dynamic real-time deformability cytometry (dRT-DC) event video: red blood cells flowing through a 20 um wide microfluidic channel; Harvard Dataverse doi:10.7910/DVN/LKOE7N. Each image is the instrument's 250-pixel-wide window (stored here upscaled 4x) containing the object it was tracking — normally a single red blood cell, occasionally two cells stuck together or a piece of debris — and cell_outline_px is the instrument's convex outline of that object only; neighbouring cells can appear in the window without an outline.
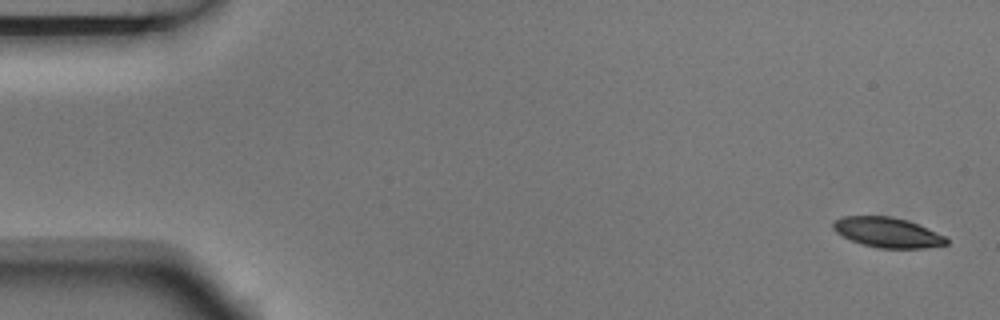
{"species": "Egyptian fruit bat (a non-hibernating species)", "species_latin": "Rousettus aegyptiacus", "temperature_condition": "room temperature", "stored_images_in_passage": 6, "camera_frame_rate_fps": 3000, "um_per_image_px": 0.085, "animal": {"sex": "male"}, "frame": {"image": 1, "passage_image": 1, "time_ms": 0.0, "image_size_px": [1000, 320], "cell_outline_px": [[948, 244], [924, 248], [876, 248], [860, 244], [836, 232], [832, 228], [832, 224], [836, 220], [844, 216], [892, 216], [908, 220], [944, 236], [948, 240]], "centroid_in_image_um": [75.42, 19.76], "position_along_channel_um": 9.6, "area_um2": 19.71}}